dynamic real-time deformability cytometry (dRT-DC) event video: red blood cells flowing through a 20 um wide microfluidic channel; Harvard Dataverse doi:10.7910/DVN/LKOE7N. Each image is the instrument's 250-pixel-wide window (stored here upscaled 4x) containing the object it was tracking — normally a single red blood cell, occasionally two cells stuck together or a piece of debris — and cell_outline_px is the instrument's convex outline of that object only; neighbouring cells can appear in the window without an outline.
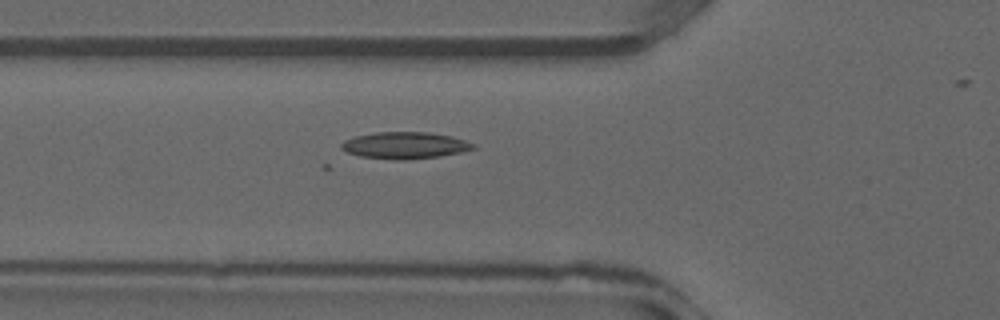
{"species": "common noctule bat (a hibernating species)", "species_latin": "Nyctalus noctula", "temperature_condition": "warm", "stored_images_in_passage": 33, "camera_frame_rate_fps": 3000, "um_per_image_px": 0.085, "animal": {"sex": "male", "forearm_length_mm": 52.5}, "frame": {"image": 1, "passage_image": 13, "time_ms": 4.0, "image_size_px": [1000, 320], "cell_outline_px": [[476, 148], [460, 152], [440, 156], [404, 160], [396, 160], [360, 156], [348, 152], [340, 148], [340, 144], [344, 140], [356, 136], [376, 132], [428, 132], [452, 136], [476, 144]], "centroid_in_image_um": [34.42, 12.35], "position_along_channel_um": 91.4, "area_um2": 20.52}}
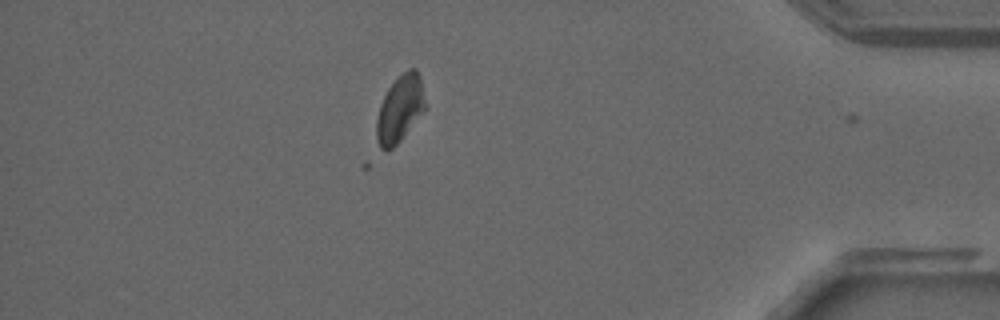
{"frame": {"image": 2, "passage_image": 32, "time_ms": 10.333, "image_size_px": [1000, 320], "cell_outline_px": [[428, 108], [400, 140], [392, 148], [380, 148], [376, 140], [376, 120], [380, 104], [388, 88], [408, 68], [416, 68], [420, 76]], "centroid_in_image_um": [34.03, 9.24], "position_along_channel_um": 401.2, "area_um2": 19.02}}